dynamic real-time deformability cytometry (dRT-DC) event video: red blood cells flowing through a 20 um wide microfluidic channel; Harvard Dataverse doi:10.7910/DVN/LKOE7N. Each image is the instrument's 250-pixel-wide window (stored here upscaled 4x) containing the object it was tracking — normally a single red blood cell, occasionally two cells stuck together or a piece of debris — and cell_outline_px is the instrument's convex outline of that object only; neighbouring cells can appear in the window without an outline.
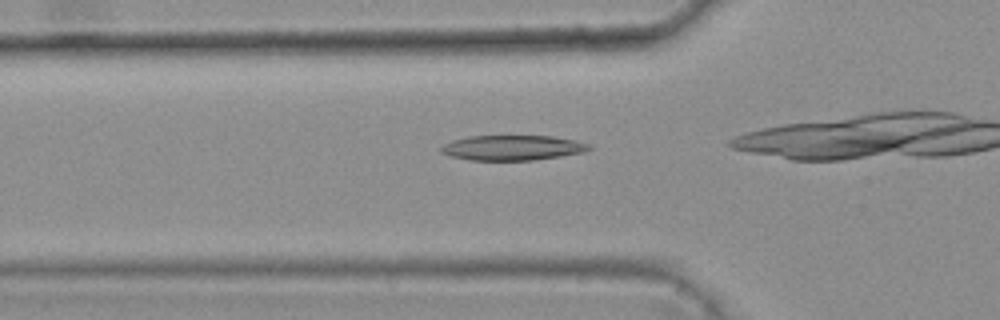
{"species": "common noctule bat (a hibernating species)", "species_latin": "Nyctalus noctula", "temperature_condition": "warm", "stored_images_in_passage": 28, "camera_frame_rate_fps": 3000, "um_per_image_px": 0.085, "animal": {"sex": "female", "body_mass_g": 25.1}, "frame": {"image": 1, "passage_image": 13, "time_ms": 4.0, "image_size_px": [1000, 320], "cell_outline_px": [[592, 148], [584, 152], [560, 156], [532, 160], [468, 160], [452, 156], [440, 152], [440, 148], [444, 144], [452, 140], [468, 136], [552, 136], [576, 140], [592, 144]], "centroid_in_image_um": [43.58, 12.55], "position_along_channel_um": 82.2, "area_um2": 21.68}}
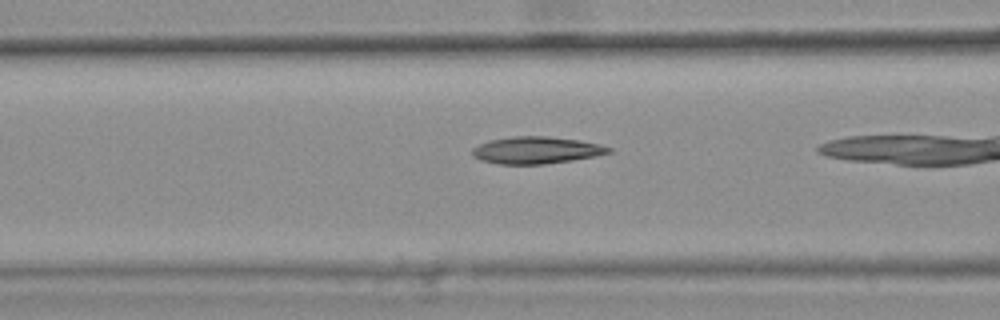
{"frame": {"image": 2, "passage_image": 16, "time_ms": 5.0, "image_size_px": [1000, 320], "cell_outline_px": [[612, 152], [596, 156], [572, 160], [544, 164], [500, 164], [480, 160], [472, 156], [472, 148], [488, 140], [512, 136], [548, 136], [580, 140], [600, 144], [612, 148]], "centroid_in_image_um": [45.59, 12.76], "position_along_channel_um": 121.0, "area_um2": 21.62}}